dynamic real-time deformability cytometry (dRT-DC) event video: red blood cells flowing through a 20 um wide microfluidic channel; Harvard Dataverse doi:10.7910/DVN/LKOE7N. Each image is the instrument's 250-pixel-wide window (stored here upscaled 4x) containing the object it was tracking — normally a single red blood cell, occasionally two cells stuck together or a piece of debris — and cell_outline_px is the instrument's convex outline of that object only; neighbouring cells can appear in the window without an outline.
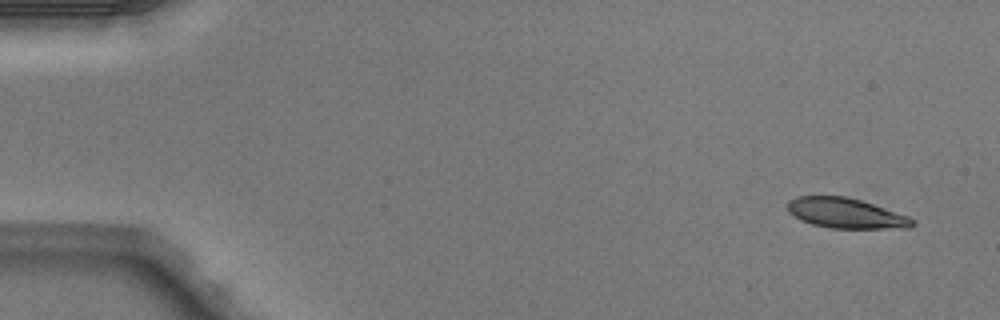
{"species": "Egyptian fruit bat (a non-hibernating species)", "species_latin": "Rousettus aegyptiacus", "temperature_condition": "warm", "stored_images_in_passage": 4, "camera_frame_rate_fps": 3000, "um_per_image_px": 0.085, "animal": {"sex": "male"}, "frame": {"image": 1, "passage_image": 1, "time_ms": 0.0, "image_size_px": [1000, 320], "cell_outline_px": [[916, 224], [908, 228], [832, 228], [812, 224], [800, 220], [788, 212], [788, 200], [796, 196], [844, 196], [860, 200], [908, 216], [916, 220]], "centroid_in_image_um": [71.89, 18.12], "position_along_channel_um": 13.1, "area_um2": 21.85}}